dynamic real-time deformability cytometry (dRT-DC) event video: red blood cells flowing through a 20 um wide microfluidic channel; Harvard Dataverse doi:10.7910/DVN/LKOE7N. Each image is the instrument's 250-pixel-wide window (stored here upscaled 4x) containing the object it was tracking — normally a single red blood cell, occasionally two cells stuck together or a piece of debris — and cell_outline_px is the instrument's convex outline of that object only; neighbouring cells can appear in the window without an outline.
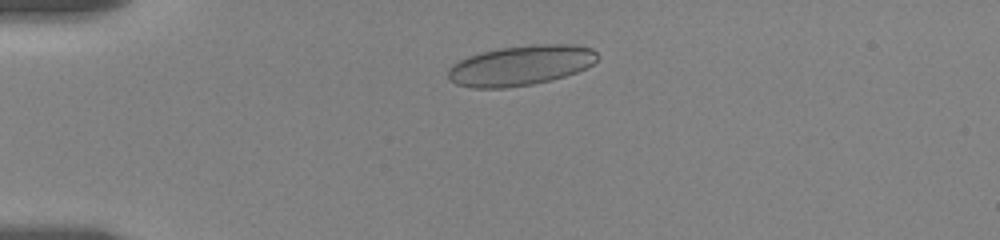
{"species": "human", "species_latin": "Homo sapiens", "temperature_condition": "room temperature", "stored_images_in_passage": 52, "camera_frame_rate_fps": 3000, "um_per_image_px": 0.085, "donor": {"sex": "female"}, "frame": {"image": 1, "passage_image": 9, "time_ms": 2.667, "image_size_px": [1000, 240], "cell_outline_px": [[600, 56], [592, 64], [576, 72], [552, 80], [532, 84], [508, 88], [472, 88], [456, 84], [448, 80], [448, 68], [452, 64], [468, 56], [500, 48], [532, 44], [572, 44], [592, 48]], "centroid_in_image_um": [44.25, 5.56], "position_along_channel_um": 40.7, "area_um2": 34.97}}
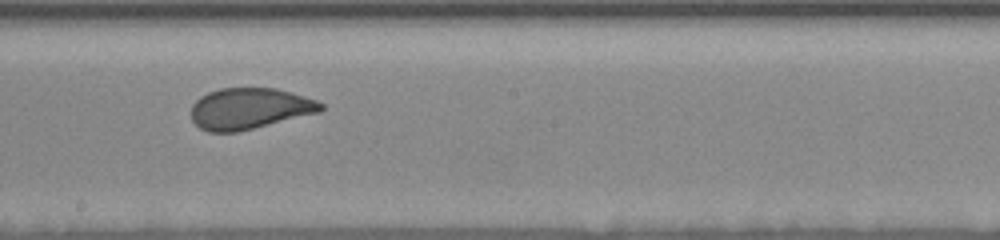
{"frame": {"image": 2, "passage_image": 28, "time_ms": 9.0, "image_size_px": [1000, 240], "cell_outline_px": [[324, 108], [320, 112], [236, 132], [208, 132], [200, 128], [192, 120], [192, 104], [200, 96], [208, 92], [220, 88], [276, 88], [316, 100], [324, 104]], "centroid_in_image_um": [21.19, 9.22], "position_along_channel_um": 227.0, "area_um2": 30.92}}
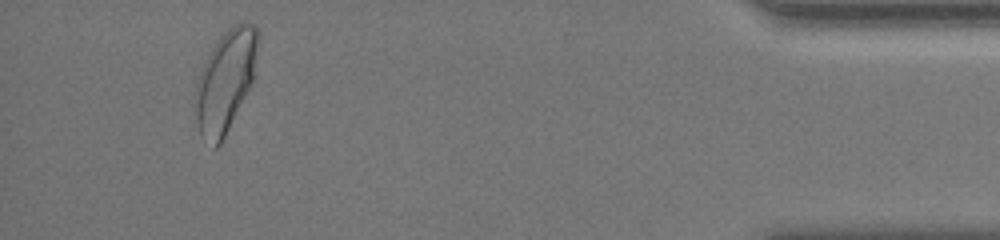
{"frame": {"image": 3, "passage_image": 49, "time_ms": 16.0, "image_size_px": [1000, 240], "cell_outline_px": [[260, 36], [252, 80], [220, 144], [216, 148], [212, 148], [200, 136], [192, 104], [196, 80], [212, 48], [220, 36], [232, 24], [240, 20], [244, 20], [256, 24], [260, 32]], "centroid_in_image_um": [19.13, 6.83], "position_along_channel_um": 416.1, "area_um2": 37.34}, "authors_computed_cell_mechanics": {"area_um2": 32.2813, "velocity_mm_per_s": 3.5021, "shape_relaxation_time_tau1_ms": 7.0285, "shape_relaxation_time_tau2_ms": null, "deformation_change_tau1": 0.1634, "deformation_change_tau2": null}}